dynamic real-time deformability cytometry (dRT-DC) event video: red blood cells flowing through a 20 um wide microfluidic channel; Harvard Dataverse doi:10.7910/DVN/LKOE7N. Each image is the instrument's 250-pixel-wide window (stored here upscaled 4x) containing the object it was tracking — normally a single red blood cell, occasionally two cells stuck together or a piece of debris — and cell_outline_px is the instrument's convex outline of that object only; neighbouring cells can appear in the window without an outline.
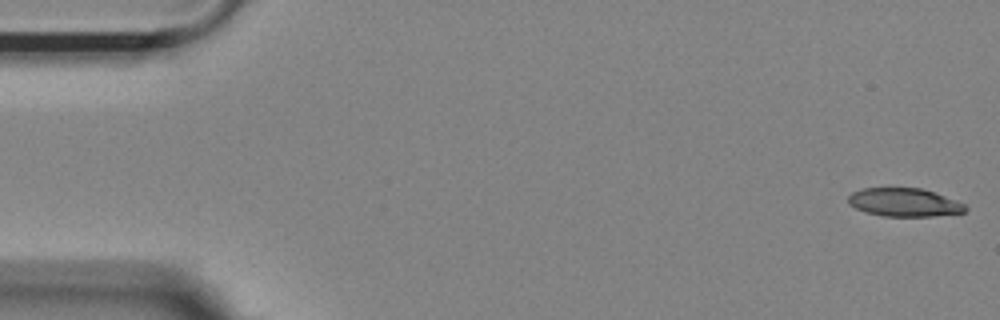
{"species": "Egyptian fruit bat (a non-hibernating species)", "species_latin": "Rousettus aegyptiacus", "temperature_condition": "room temperature", "stored_images_in_passage": 9, "camera_frame_rate_fps": 3000, "um_per_image_px": 0.085, "animal": {"sex": "female"}, "frame": {"image": 1, "passage_image": 1, "time_ms": 0.0, "image_size_px": [1000, 320], "cell_outline_px": [[968, 208], [964, 212], [932, 216], [884, 216], [868, 212], [856, 208], [848, 204], [848, 196], [852, 192], [864, 188], [920, 188], [944, 196], [964, 204]], "centroid_in_image_um": [76.83, 17.2], "position_along_channel_um": 8.2, "area_um2": 19.02}}